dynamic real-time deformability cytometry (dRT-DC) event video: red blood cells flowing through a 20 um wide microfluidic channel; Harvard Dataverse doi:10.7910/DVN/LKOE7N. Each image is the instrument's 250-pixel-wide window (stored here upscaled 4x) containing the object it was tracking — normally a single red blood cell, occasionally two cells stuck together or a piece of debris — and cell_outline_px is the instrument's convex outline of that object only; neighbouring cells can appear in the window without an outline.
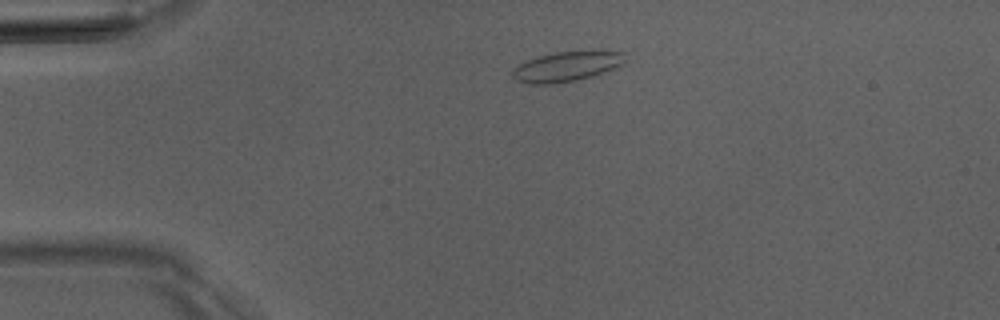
{"species": "Egyptian fruit bat (a non-hibernating species)", "species_latin": "Rousettus aegyptiacus", "temperature_condition": "room temperature", "stored_images_in_passage": 6, "camera_frame_rate_fps": 3000, "um_per_image_px": 0.085, "animal": {"sex": "male"}, "frame": {"image": 1, "passage_image": 6, "time_ms": 6.667, "image_size_px": [1000, 320], "cell_outline_px": [[624, 60], [620, 64], [612, 68], [592, 76], [576, 80], [552, 84], [528, 84], [516, 80], [512, 76], [512, 68], [528, 60], [540, 56], [556, 52], [624, 52]], "centroid_in_image_um": [48.06, 5.68], "position_along_channel_um": 36.9, "area_um2": 18.96}}